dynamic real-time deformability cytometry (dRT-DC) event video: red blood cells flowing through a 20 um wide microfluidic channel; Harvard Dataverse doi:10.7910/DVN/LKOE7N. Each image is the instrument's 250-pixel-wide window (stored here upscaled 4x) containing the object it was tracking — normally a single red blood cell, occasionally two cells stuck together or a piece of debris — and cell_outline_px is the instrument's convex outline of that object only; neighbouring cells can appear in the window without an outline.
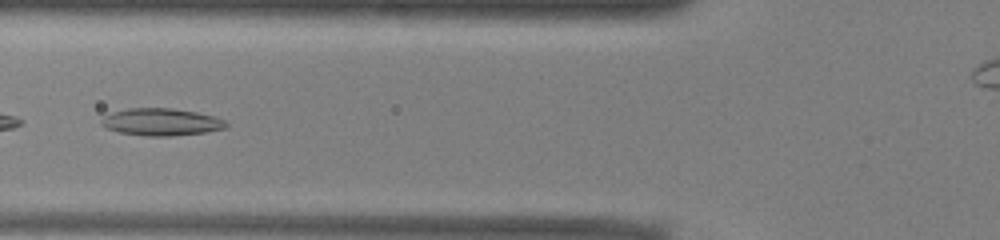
{"species": "common noctule bat (a hibernating species)", "species_latin": "Nyctalus noctula", "temperature_condition": "warm", "stored_images_in_passage": 50, "camera_frame_rate_fps": 3000, "um_per_image_px": 0.085, "animal": {"sex": "male", "body_mass_g": 13.0, "forearm_length_mm": 53.1}, "frame": {"image": 1, "passage_image": 19, "time_ms": 6.0, "image_size_px": [1000, 240], "cell_outline_px": [[228, 124], [224, 128], [204, 132], [172, 136], [144, 136], [120, 132], [104, 128], [100, 124], [100, 120], [104, 116], [112, 112], [128, 108], [172, 108], [196, 112], [212, 116], [224, 120]], "centroid_in_image_um": [13.64, 10.37], "position_along_channel_um": 112.2, "area_um2": 19.77}}
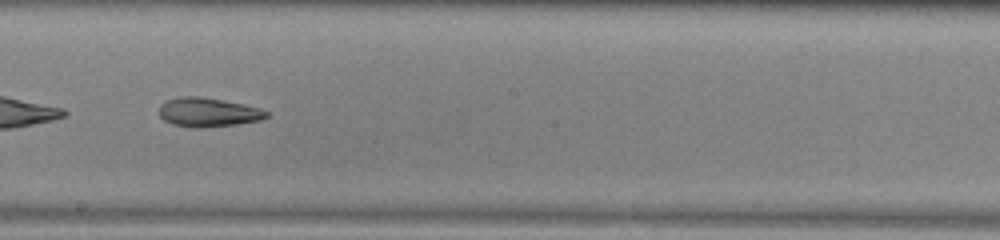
{"frame": {"image": 2, "passage_image": 28, "time_ms": 9.0, "image_size_px": [1000, 240], "cell_outline_px": [[268, 116], [260, 120], [236, 124], [200, 128], [192, 128], [172, 124], [164, 120], [160, 116], [160, 104], [164, 100], [180, 96], [200, 96], [224, 100], [244, 104], [260, 108], [268, 112]], "centroid_in_image_um": [17.66, 9.53], "position_along_channel_um": 230.5, "area_um2": 18.32}}
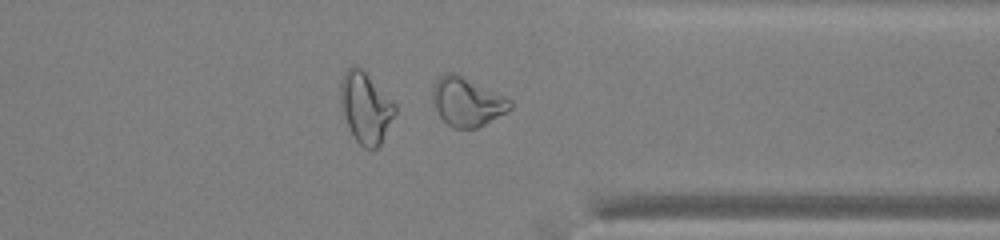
{"frame": {"image": 3, "passage_image": 39, "time_ms": 12.667, "image_size_px": [1000, 240], "cell_outline_px": [[512, 108], [484, 124], [476, 128], [452, 128], [440, 116], [432, 100], [432, 92], [436, 80], [440, 76], [448, 72], [456, 72], [512, 100]], "centroid_in_image_um": [39.69, 8.63], "position_along_channel_um": 371.7, "area_um2": 21.79}, "authors_computed_cell_mechanics": {"area_um2": 22.0796, "velocity_mm_per_s": 3.9506, "shape_relaxation_time_tau1_ms": null, "shape_relaxation_time_tau2_ms": 3.6987, "deformation_change_tau1": null, "deformation_change_tau2": 0.1157}}